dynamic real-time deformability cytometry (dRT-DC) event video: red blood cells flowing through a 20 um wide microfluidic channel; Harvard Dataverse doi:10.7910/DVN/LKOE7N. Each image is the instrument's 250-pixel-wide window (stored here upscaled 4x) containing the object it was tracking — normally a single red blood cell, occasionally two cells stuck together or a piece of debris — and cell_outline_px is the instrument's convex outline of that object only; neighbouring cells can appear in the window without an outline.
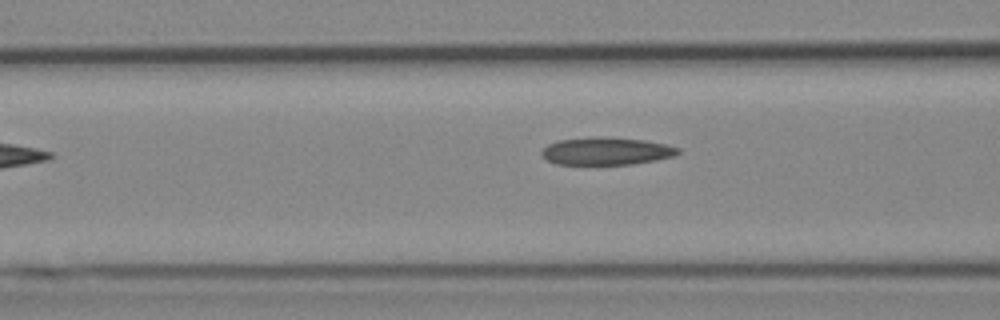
{"species": "Egyptian fruit bat (a non-hibernating species)", "species_latin": "Rousettus aegyptiacus", "temperature_condition": "cold", "stored_images_in_passage": 6, "camera_frame_rate_fps": 3000, "um_per_image_px": 0.085, "animal": {"sex": "female"}, "frame": {"image": 1, "passage_image": 6, "time_ms": 6.0, "image_size_px": [1000, 320], "cell_outline_px": [[680, 152], [676, 156], [656, 160], [632, 164], [556, 164], [548, 160], [540, 152], [548, 144], [556, 140], [596, 136], [644, 140], [668, 144], [680, 148]], "centroid_in_image_um": [51.57, 12.83], "position_along_channel_um": 115.0, "area_um2": 22.02}}